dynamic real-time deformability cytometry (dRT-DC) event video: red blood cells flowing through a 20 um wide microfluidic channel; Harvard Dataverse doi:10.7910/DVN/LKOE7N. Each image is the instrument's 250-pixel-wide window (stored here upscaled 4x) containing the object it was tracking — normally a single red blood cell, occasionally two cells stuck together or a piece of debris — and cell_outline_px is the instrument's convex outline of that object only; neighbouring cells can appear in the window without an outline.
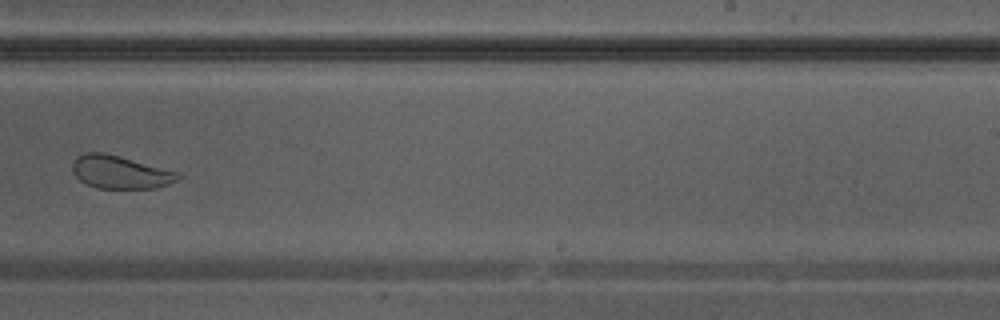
{"species": "Egyptian fruit bat (a non-hibernating species)", "species_latin": "Rousettus aegyptiacus", "temperature_condition": "warm", "stored_images_in_passage": 37, "camera_frame_rate_fps": 3000, "um_per_image_px": 0.085, "animal": {"sex": "male"}, "frame": {"image": 1, "passage_image": 22, "time_ms": 7.0, "image_size_px": [1000, 320], "cell_outline_px": [[180, 176], [176, 180], [168, 184], [156, 188], [96, 188], [80, 180], [72, 172], [72, 164], [76, 156], [84, 152], [100, 152], [116, 156], [176, 172]], "centroid_in_image_um": [10.13, 14.64], "position_along_channel_um": 278.9, "area_um2": 19.71}}
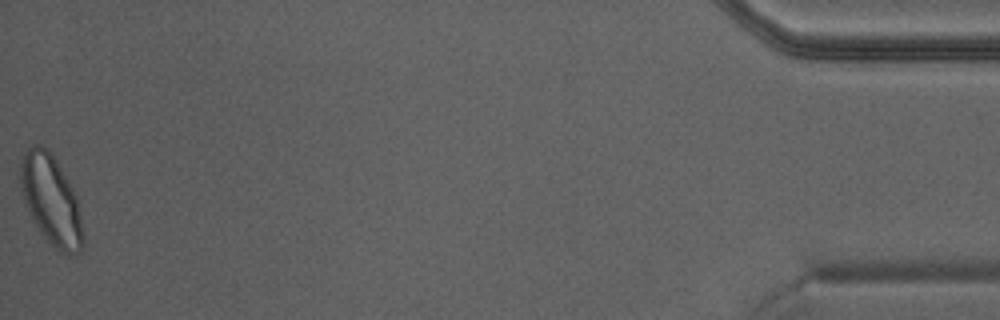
{"frame": {"image": 2, "passage_image": 37, "time_ms": 12.0, "image_size_px": [1000, 320], "cell_outline_px": [[84, 240], [80, 252], [60, 252], [48, 244], [32, 220], [24, 200], [20, 180], [20, 164], [28, 148], [32, 144], [40, 144], [56, 160], [68, 180], [76, 196], [84, 236]], "centroid_in_image_um": [4.34, 17.04], "position_along_channel_um": 430.9, "area_um2": 32.25}}